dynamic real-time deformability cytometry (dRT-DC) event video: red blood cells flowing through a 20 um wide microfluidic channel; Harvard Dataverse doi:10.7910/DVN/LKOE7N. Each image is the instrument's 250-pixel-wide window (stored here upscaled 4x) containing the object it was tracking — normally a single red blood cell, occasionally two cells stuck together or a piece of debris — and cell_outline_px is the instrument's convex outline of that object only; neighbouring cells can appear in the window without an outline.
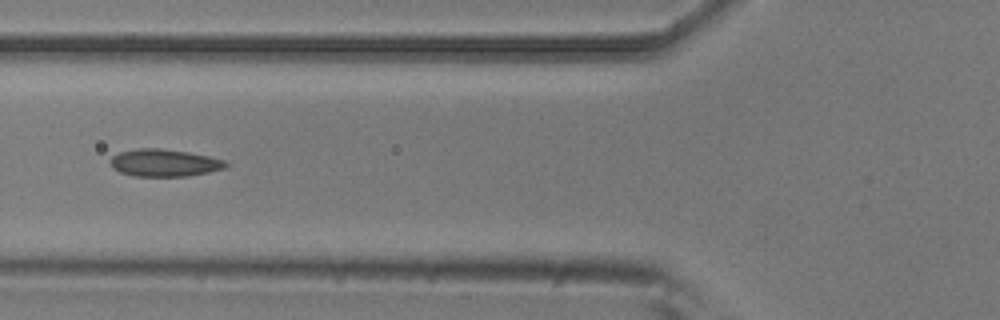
{"species": "common noctule bat (a hibernating species)", "species_latin": "Nyctalus noctula", "temperature_condition": "room temperature", "stored_images_in_passage": 7, "camera_frame_rate_fps": 3000, "um_per_image_px": 0.085, "animal": {"sex": "male", "body_mass_g": 20.5, "forearm_length_mm": 52.5}, "frame": {"image": 1, "passage_image": 5, "time_ms": 1.333, "image_size_px": [1000, 320], "cell_outline_px": [[228, 164], [224, 168], [208, 172], [188, 176], [136, 176], [120, 172], [112, 168], [108, 160], [112, 156], [120, 152], [136, 148], [160, 148], [188, 152], [208, 156], [224, 160]], "centroid_in_image_um": [13.92, 13.83], "position_along_channel_um": 111.9, "area_um2": 18.38}}
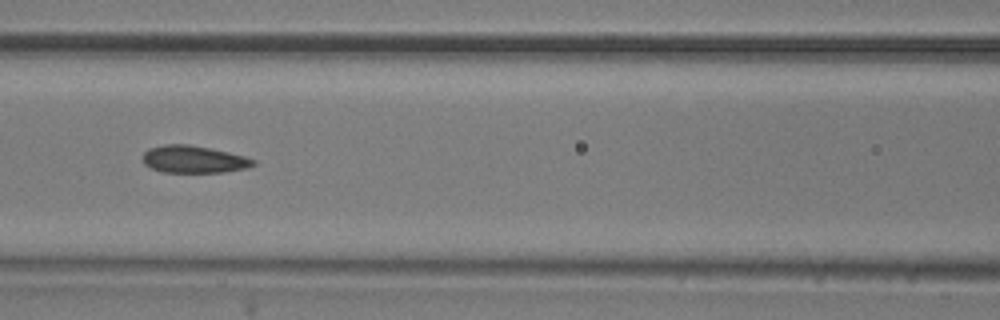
{"frame": {"image": 2, "passage_image": 6, "time_ms": 1.667, "image_size_px": [1000, 320], "cell_outline_px": [[256, 164], [248, 168], [224, 172], [160, 172], [144, 164], [140, 156], [148, 148], [164, 144], [188, 144], [228, 152], [244, 156], [256, 160]], "centroid_in_image_um": [16.43, 13.54], "position_along_channel_um": 150.2, "area_um2": 17.74}}
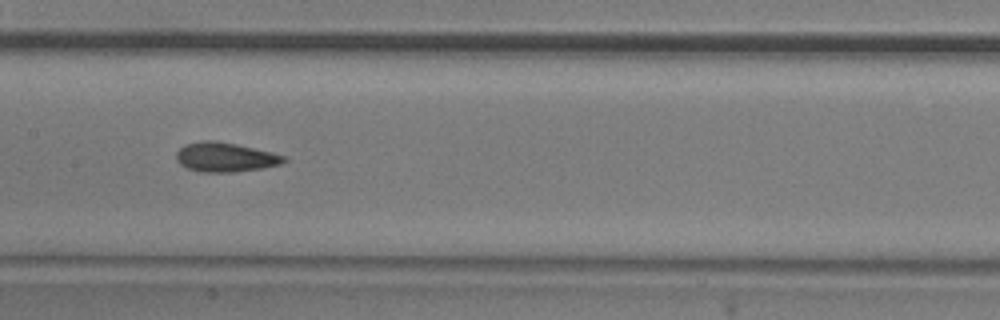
{"frame": {"image": 3, "passage_image": 7, "time_ms": 2.0, "image_size_px": [1000, 320], "cell_outline_px": [[288, 160], [280, 164], [264, 168], [232, 172], [200, 172], [188, 168], [180, 164], [176, 160], [176, 152], [184, 144], [204, 140], [216, 140], [236, 144], [272, 152], [284, 156]], "centroid_in_image_um": [19.13, 13.35], "position_along_channel_um": 188.3, "area_um2": 18.5}}